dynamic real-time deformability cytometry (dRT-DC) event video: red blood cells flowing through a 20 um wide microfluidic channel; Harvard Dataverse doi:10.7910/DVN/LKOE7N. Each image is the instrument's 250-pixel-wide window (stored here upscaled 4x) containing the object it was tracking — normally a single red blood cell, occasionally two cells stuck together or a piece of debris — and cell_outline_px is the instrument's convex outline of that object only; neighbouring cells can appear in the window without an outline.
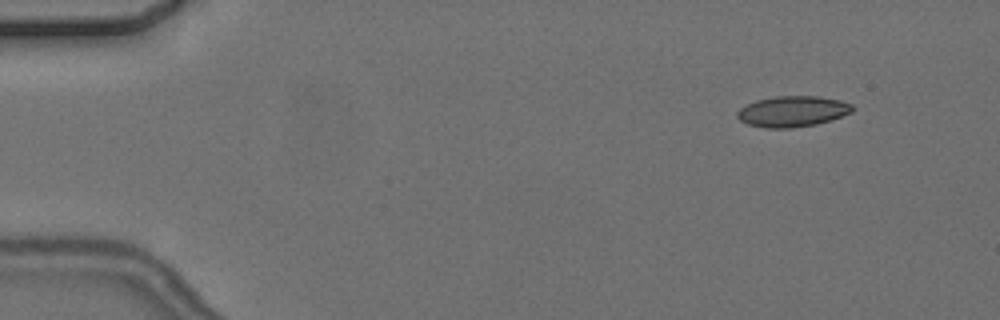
{"species": "common noctule bat (a hibernating species)", "species_latin": "Nyctalus noctula", "temperature_condition": "cold", "stored_images_in_passage": 5, "camera_frame_rate_fps": 3000, "um_per_image_px": 0.085, "animal": {"sex": "female", "body_mass_g": 24.6, "forearm_length_mm": 56.2}, "frame": {"image": 1, "passage_image": 2, "time_ms": 1.333, "image_size_px": [1000, 320], "cell_outline_px": [[856, 108], [852, 112], [832, 120], [816, 124], [792, 128], [764, 128], [748, 124], [740, 120], [736, 116], [736, 112], [744, 104], [756, 100], [776, 96], [820, 96], [840, 100], [852, 104]], "centroid_in_image_um": [67.37, 9.46], "position_along_channel_um": 17.6, "area_um2": 20.98}}